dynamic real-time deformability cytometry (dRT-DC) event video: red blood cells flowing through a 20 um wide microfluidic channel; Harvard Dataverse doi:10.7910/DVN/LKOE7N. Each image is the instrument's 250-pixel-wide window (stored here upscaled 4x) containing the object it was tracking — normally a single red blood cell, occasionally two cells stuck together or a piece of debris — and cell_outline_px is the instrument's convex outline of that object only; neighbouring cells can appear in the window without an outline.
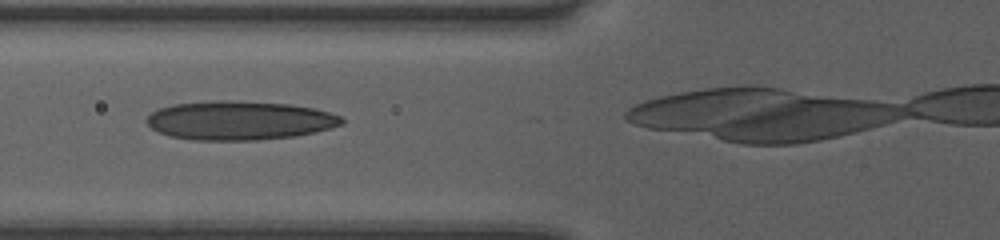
{"species": "human", "species_latin": "Homo sapiens", "temperature_condition": "room temperature", "stored_images_in_passage": 28, "camera_frame_rate_fps": 3000, "um_per_image_px": 0.085, "donor": {"sex": "female"}, "frame": {"image": 1, "passage_image": 4, "time_ms": 1.0, "image_size_px": [1000, 240], "cell_outline_px": [[344, 124], [316, 132], [296, 136], [256, 140], [192, 140], [172, 136], [160, 132], [152, 128], [144, 120], [152, 112], [160, 108], [176, 104], [216, 100], [232, 100], [288, 104], [312, 108], [328, 112], [340, 116], [344, 120]], "centroid_in_image_um": [20.37, 10.24], "position_along_channel_um": 105.4, "area_um2": 44.1}}
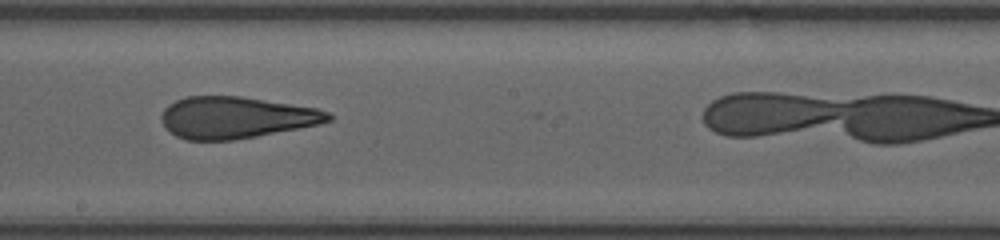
{"frame": {"image": 2, "passage_image": 13, "time_ms": 4.0, "image_size_px": [1000, 240], "cell_outline_px": [[332, 120], [320, 124], [300, 128], [256, 136], [232, 140], [184, 140], [176, 136], [164, 128], [160, 116], [164, 108], [168, 104], [176, 100], [188, 96], [240, 96], [316, 108], [328, 112], [332, 116]], "centroid_in_image_um": [20.02, 9.99], "position_along_channel_um": 228.2, "area_um2": 40.58}}
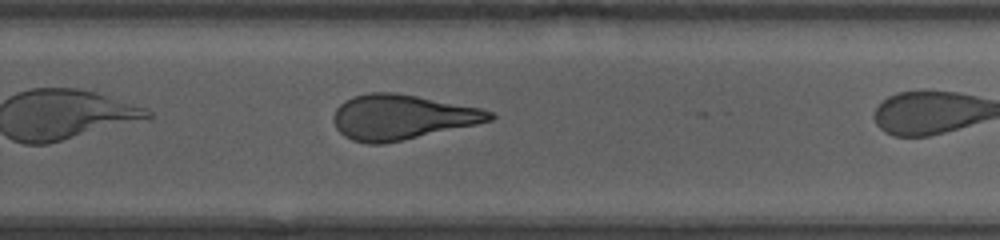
{"frame": {"image": 3, "passage_image": 18, "time_ms": 5.667, "image_size_px": [1000, 240], "cell_outline_px": [[496, 116], [492, 120], [476, 124], [400, 140], [380, 144], [368, 144], [352, 140], [344, 136], [336, 128], [332, 120], [332, 116], [336, 108], [344, 100], [352, 96], [368, 92], [392, 92], [416, 96], [480, 108], [492, 112]], "centroid_in_image_um": [34.09, 9.94], "position_along_channel_um": 295.7, "area_um2": 40.58}, "authors_computed_cell_mechanics": {"area_um2": 41.4715, "velocity_mm_per_s": 4.0681, "shape_relaxation_time_tau1_ms": null, "shape_relaxation_time_tau2_ms": 1.3715, "deformation_change_tau1": null, "deformation_change_tau2": 0.1096}}